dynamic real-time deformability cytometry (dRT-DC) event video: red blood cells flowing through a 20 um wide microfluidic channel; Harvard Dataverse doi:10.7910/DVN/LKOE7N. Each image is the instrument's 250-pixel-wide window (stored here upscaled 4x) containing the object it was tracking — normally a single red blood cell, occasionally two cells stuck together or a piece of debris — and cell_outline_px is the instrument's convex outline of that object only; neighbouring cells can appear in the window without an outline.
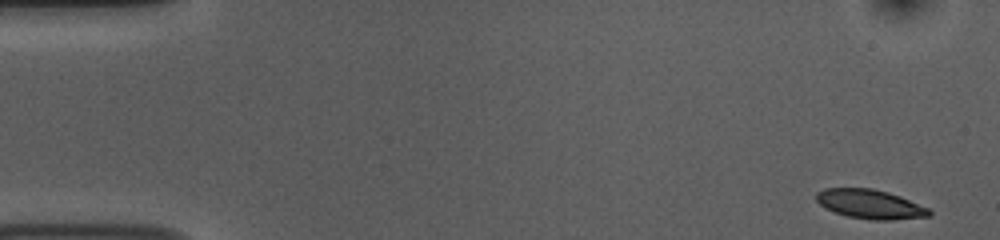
{"species": "common noctule bat (a hibernating species)", "species_latin": "Nyctalus noctula", "temperature_condition": "room temperature", "stored_images_in_passage": 52, "camera_frame_rate_fps": 3000, "um_per_image_px": 0.085, "animal": {"sex": "female", "body_mass_g": 10.0, "forearm_length_mm": 53.1}, "frame": {"image": 1, "passage_image": 1, "time_ms": 0.0, "image_size_px": [1000, 240], "cell_outline_px": [[932, 216], [892, 220], [868, 220], [848, 216], [836, 212], [820, 204], [816, 200], [816, 192], [824, 188], [872, 188], [888, 192], [900, 196], [928, 208], [932, 212]], "centroid_in_image_um": [73.98, 17.35], "position_along_channel_um": 11.0, "area_um2": 19.19}}
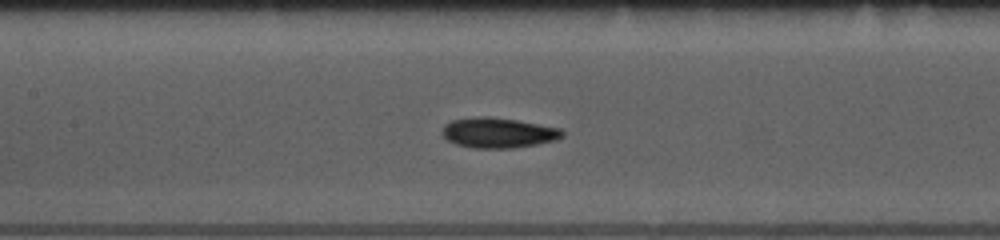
{"frame": {"image": 2, "passage_image": 23, "time_ms": 7.333, "image_size_px": [1000, 240], "cell_outline_px": [[564, 136], [556, 140], [536, 144], [512, 148], [476, 148], [456, 144], [448, 140], [440, 132], [444, 124], [452, 120], [476, 116], [488, 116], [516, 120], [560, 128], [564, 132]], "centroid_in_image_um": [42.33, 11.28], "position_along_channel_um": 165.1, "area_um2": 21.15}}
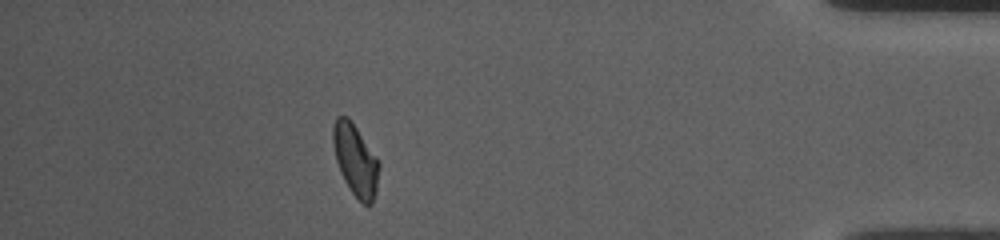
{"frame": {"image": 3, "passage_image": 46, "time_ms": 15.0, "image_size_px": [1000, 240], "cell_outline_px": [[380, 168], [376, 188], [372, 204], [368, 208], [348, 188], [340, 172], [336, 160], [332, 140], [332, 128], [336, 116], [348, 116], [380, 160]], "centroid_in_image_um": [30.22, 13.59], "position_along_channel_um": 405.0, "area_um2": 19.42}, "authors_computed_cell_mechanics": {"area_um2": 19.7676, "velocity_mm_per_s": 3.7445, "shape_relaxation_time_tau1_ms": 3.7607, "shape_relaxation_time_tau2_ms": 1.9507, "deformation_change_tau1": 0.1271, "deformation_change_tau2": 0.0715}}